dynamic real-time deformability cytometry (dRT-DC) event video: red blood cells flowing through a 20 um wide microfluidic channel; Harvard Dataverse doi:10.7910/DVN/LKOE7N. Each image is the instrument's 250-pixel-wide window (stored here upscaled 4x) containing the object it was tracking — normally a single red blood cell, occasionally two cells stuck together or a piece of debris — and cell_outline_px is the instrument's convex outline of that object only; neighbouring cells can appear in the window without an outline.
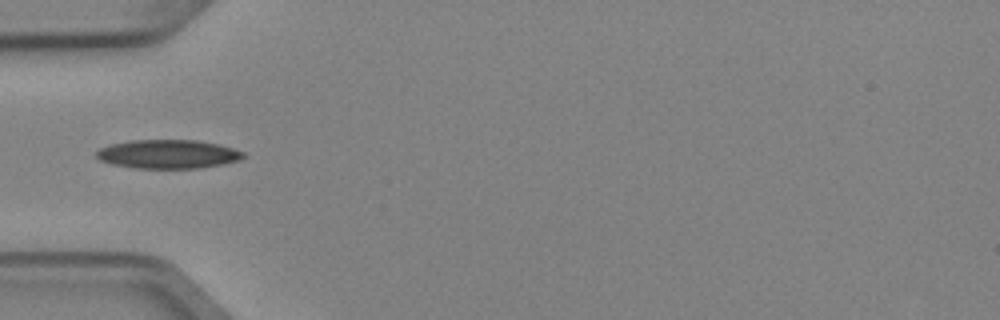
{"species": "Egyptian fruit bat (a non-hibernating species)", "species_latin": "Rousettus aegyptiacus", "temperature_condition": "cold", "stored_images_in_passage": 5, "camera_frame_rate_fps": 3000, "um_per_image_px": 0.085, "animal": {"sex": "female"}, "frame": {"image": 1, "passage_image": 5, "time_ms": 1.333, "image_size_px": [1000, 320], "cell_outline_px": [[244, 156], [240, 160], [224, 164], [196, 168], [136, 168], [112, 164], [100, 160], [96, 156], [96, 152], [100, 148], [112, 144], [128, 140], [196, 140], [216, 144], [232, 148], [244, 152]], "centroid_in_image_um": [14.27, 13.1], "position_along_channel_um": 70.7, "area_um2": 24.51}}